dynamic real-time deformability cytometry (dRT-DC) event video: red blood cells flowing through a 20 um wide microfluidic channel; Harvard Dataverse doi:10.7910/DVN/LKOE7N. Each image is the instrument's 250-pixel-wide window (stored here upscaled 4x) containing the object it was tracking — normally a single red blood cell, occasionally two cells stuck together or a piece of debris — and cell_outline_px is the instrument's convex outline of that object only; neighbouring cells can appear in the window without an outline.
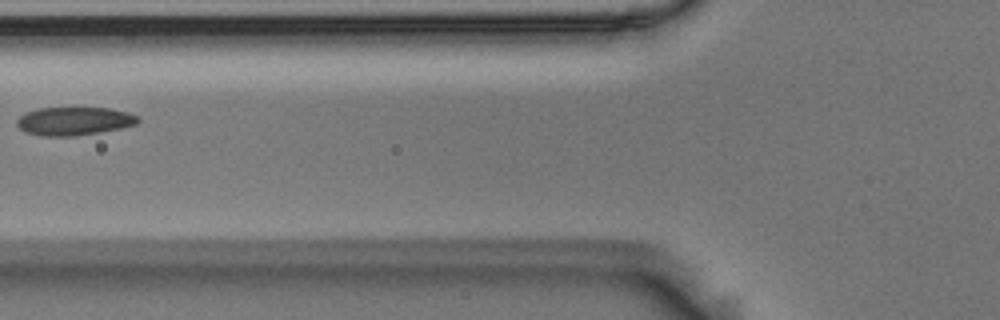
{"species": "Egyptian fruit bat (a non-hibernating species)", "species_latin": "Rousettus aegyptiacus", "temperature_condition": "room temperature", "stored_images_in_passage": 3, "camera_frame_rate_fps": 3000, "um_per_image_px": 0.085, "animal": {"sex": "male"}, "frame": {"image": 1, "passage_image": 2, "time_ms": 0.333, "image_size_px": [1000, 320], "cell_outline_px": [[140, 120], [136, 124], [120, 128], [100, 132], [76, 136], [40, 136], [24, 132], [16, 124], [16, 120], [24, 112], [36, 108], [108, 108], [128, 112], [140, 116]], "centroid_in_image_um": [6.28, 10.29], "position_along_channel_um": 119.5, "area_um2": 20.17}}
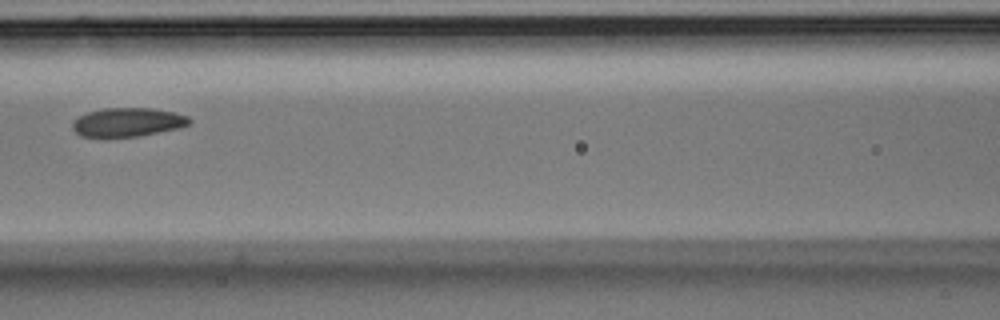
{"frame": {"image": 2, "passage_image": 3, "time_ms": 0.667, "image_size_px": [1000, 320], "cell_outline_px": [[192, 124], [180, 128], [140, 136], [104, 140], [80, 136], [72, 128], [72, 124], [80, 116], [88, 112], [104, 108], [148, 108], [176, 112], [188, 116], [192, 120]], "centroid_in_image_um": [10.86, 10.43], "position_along_channel_um": 155.7, "area_um2": 20.4}}